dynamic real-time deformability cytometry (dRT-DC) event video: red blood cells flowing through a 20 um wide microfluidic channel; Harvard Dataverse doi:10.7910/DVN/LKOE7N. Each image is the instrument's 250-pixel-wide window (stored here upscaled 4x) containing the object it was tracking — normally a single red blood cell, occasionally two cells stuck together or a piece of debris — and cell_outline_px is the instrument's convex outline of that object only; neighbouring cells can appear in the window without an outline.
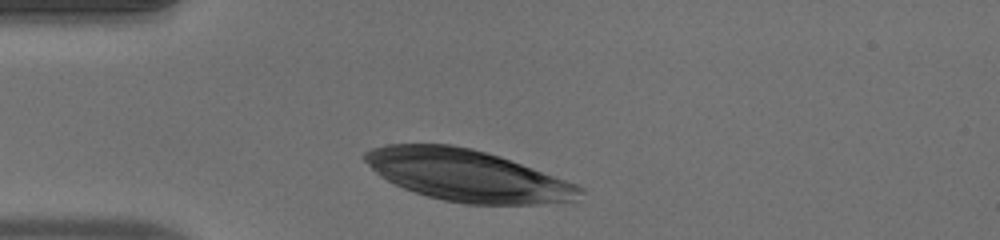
{"species": "human", "species_latin": "Homo sapiens", "temperature_condition": "warm", "stored_images_in_passage": 32, "camera_frame_rate_fps": 3000, "um_per_image_px": 0.085, "donor": {"sex": "male"}, "frame": {"image": 1, "passage_image": 1, "time_ms": 0.0, "image_size_px": [1000, 240], "cell_outline_px": [[584, 192], [576, 200], [536, 204], [468, 204], [444, 200], [428, 196], [404, 188], [380, 176], [364, 160], [364, 152], [372, 148], [384, 144], [452, 144], [472, 148], [500, 156], [576, 184], [584, 188]], "centroid_in_image_um": [39.71, 14.9], "position_along_channel_um": 45.3, "area_um2": 64.1}}
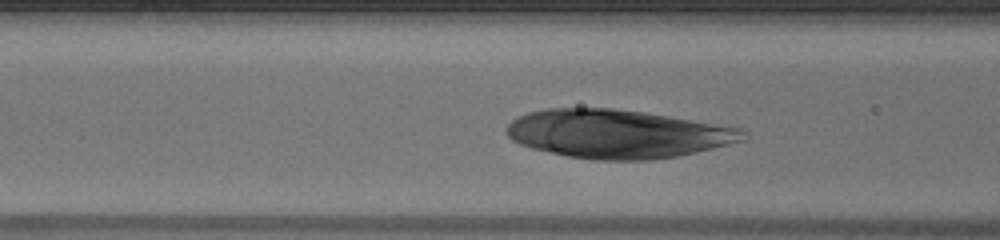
{"frame": {"image": 2, "passage_image": 8, "time_ms": 2.333, "image_size_px": [1000, 240], "cell_outline_px": [[744, 140], [680, 156], [652, 160], [596, 160], [568, 156], [532, 148], [520, 144], [512, 140], [508, 136], [508, 124], [516, 116], [528, 112], [548, 108], [612, 108], [644, 112], [740, 128], [744, 132]], "centroid_in_image_um": [52.45, 11.38], "position_along_channel_um": 114.2, "area_um2": 66.41}}